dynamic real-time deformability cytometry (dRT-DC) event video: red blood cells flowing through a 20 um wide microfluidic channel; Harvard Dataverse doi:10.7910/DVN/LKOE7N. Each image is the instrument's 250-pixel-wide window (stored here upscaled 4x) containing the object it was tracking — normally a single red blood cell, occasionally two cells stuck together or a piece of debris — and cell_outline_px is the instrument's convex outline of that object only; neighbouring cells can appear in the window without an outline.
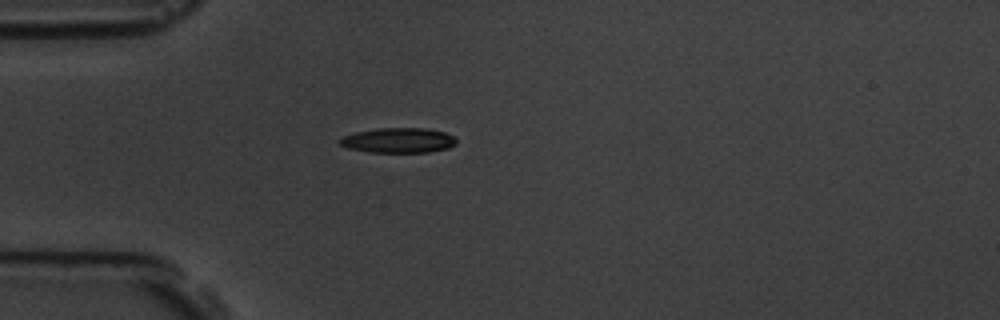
{"species": "common noctule bat (a hibernating species)", "species_latin": "Nyctalus noctula", "temperature_condition": "room temperature", "stored_images_in_passage": 2, "camera_frame_rate_fps": 3000, "um_per_image_px": 0.085, "animal": {"sex": "male", "body_mass_g": 19.5, "forearm_length_mm": 54.6}, "frame": {"image": 1, "passage_image": 1, "time_ms": 0.0, "image_size_px": [1000, 320], "cell_outline_px": [[456, 144], [448, 148], [428, 152], [368, 152], [348, 148], [340, 144], [336, 140], [340, 136], [356, 132], [380, 128], [424, 128], [444, 132], [452, 136], [456, 140]], "centroid_in_image_um": [33.81, 11.93], "position_along_channel_um": 51.2, "area_um2": 16.99}}